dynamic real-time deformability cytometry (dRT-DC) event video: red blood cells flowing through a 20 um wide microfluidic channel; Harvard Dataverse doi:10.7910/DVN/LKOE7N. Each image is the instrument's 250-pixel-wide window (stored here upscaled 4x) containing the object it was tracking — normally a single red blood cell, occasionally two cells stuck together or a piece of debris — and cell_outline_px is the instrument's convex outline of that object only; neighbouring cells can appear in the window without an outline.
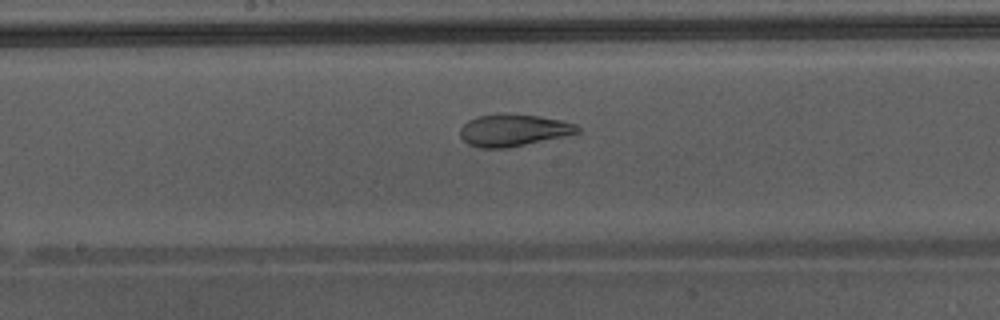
{"species": "Egyptian fruit bat (a non-hibernating species)", "species_latin": "Rousettus aegyptiacus", "temperature_condition": "warm", "stored_images_in_passage": 49, "camera_frame_rate_fps": 3000, "um_per_image_px": 0.085, "animal": {"sex": "male"}, "frame": {"image": 1, "passage_image": 28, "time_ms": 9.0, "image_size_px": [1000, 320], "cell_outline_px": [[580, 132], [564, 136], [508, 148], [480, 148], [468, 144], [460, 136], [460, 128], [468, 120], [476, 116], [504, 112], [540, 116], [560, 120], [576, 124], [580, 128]], "centroid_in_image_um": [43.61, 11.05], "position_along_channel_um": 204.6, "area_um2": 22.14}, "authors_computed_cell_mechanics": {"area_um2": 28.5532, "velocity_mm_per_s": 4.3672, "shape_relaxation_time_tau1_ms": 9.4965, "shape_relaxation_time_tau2_ms": 0.9419, "deformation_change_tau1": 0.2651, "deformation_change_tau2": 0.0516}}